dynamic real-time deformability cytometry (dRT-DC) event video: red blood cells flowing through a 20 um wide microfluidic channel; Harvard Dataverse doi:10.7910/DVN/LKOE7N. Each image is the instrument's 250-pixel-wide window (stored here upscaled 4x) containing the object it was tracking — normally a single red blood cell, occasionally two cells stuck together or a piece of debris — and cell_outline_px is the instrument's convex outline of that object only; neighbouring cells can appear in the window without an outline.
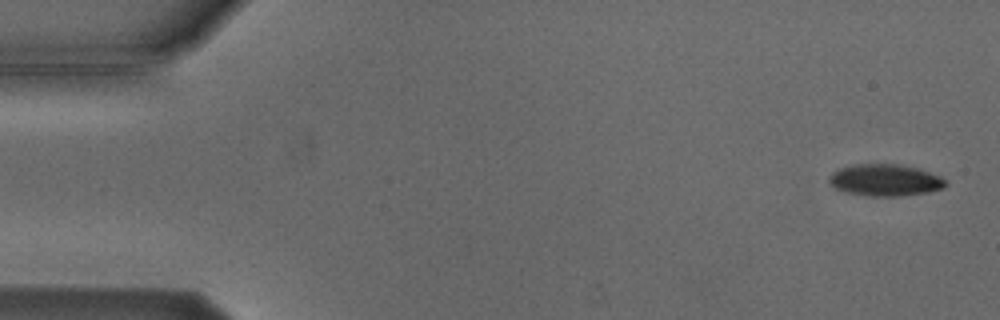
{"species": "Egyptian fruit bat (a non-hibernating species)", "species_latin": "Rousettus aegyptiacus", "temperature_condition": "cold", "stored_images_in_passage": 2, "camera_frame_rate_fps": 3000, "um_per_image_px": 0.085, "animal": {"sex": "male"}, "frame": {"image": 1, "passage_image": 1, "time_ms": 0.0, "image_size_px": [1000, 320], "cell_outline_px": [[948, 184], [944, 188], [928, 192], [900, 196], [868, 196], [844, 192], [828, 184], [828, 176], [836, 168], [852, 164], [900, 164], [916, 168], [940, 176]], "centroid_in_image_um": [75.17, 15.31], "position_along_channel_um": 9.8, "area_um2": 21.85}}